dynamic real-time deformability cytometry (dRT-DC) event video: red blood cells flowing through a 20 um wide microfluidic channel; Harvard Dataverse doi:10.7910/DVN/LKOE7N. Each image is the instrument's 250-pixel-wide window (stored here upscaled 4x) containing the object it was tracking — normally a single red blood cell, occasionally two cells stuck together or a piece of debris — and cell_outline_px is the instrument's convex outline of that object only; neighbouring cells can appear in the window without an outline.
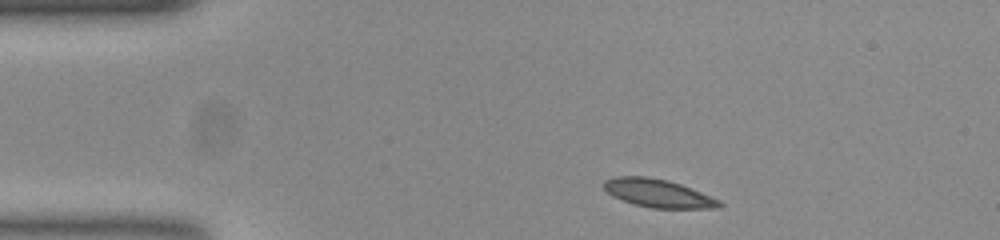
{"species": "common noctule bat (a hibernating species)", "species_latin": "Nyctalus noctula", "temperature_condition": "room temperature", "stored_images_in_passage": 46, "camera_frame_rate_fps": 3000, "um_per_image_px": 0.085, "animal": {"sex": "female", "body_mass_g": 23.0, "forearm_length_mm": 53.4}, "frame": {"image": 1, "passage_image": 1, "time_ms": 0.0, "image_size_px": [1000, 240], "cell_outline_px": [[724, 204], [720, 208], [652, 208], [636, 204], [612, 196], [604, 188], [604, 180], [616, 176], [648, 176], [668, 180], [692, 188], [720, 200]], "centroid_in_image_um": [55.97, 16.42], "position_along_channel_um": 29.0, "area_um2": 18.9}}
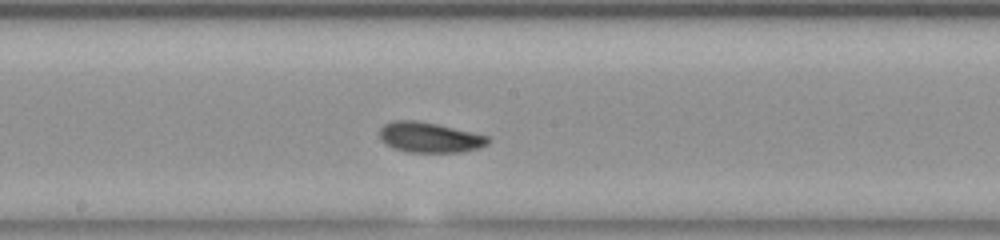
{"frame": {"image": 2, "passage_image": 20, "time_ms": 6.333, "image_size_px": [1000, 240], "cell_outline_px": [[492, 140], [488, 144], [480, 148], [464, 152], [408, 152], [392, 148], [380, 140], [380, 128], [384, 124], [392, 120], [416, 120], [436, 124], [472, 132], [488, 136]], "centroid_in_image_um": [36.52, 11.68], "position_along_channel_um": 211.7, "area_um2": 19.31}}
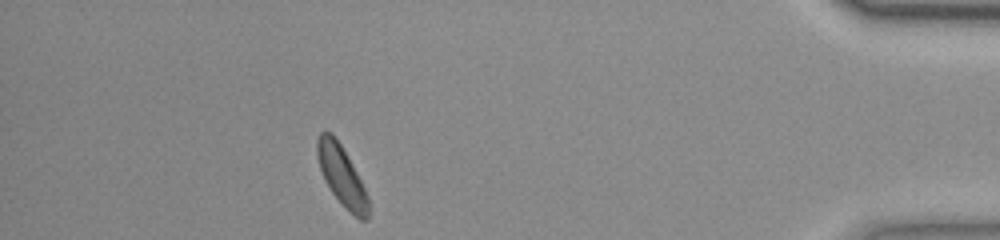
{"frame": {"image": 3, "passage_image": 40, "time_ms": 13.0, "image_size_px": [1000, 240], "cell_outline_px": [[368, 220], [360, 220], [332, 192], [324, 180], [316, 156], [316, 140], [320, 132], [324, 128], [332, 132], [340, 144], [352, 164], [368, 196]], "centroid_in_image_um": [28.99, 14.84], "position_along_channel_um": 406.2, "area_um2": 17.51}, "authors_computed_cell_mechanics": {"area_um2": 18.8139, "velocity_mm_per_s": 3.733, "shape_relaxation_time_tau1_ms": 3.652, "shape_relaxation_time_tau2_ms": 4.2573, "deformation_change_tau1": 0.1248, "deformation_change_tau2": 0.0975}}